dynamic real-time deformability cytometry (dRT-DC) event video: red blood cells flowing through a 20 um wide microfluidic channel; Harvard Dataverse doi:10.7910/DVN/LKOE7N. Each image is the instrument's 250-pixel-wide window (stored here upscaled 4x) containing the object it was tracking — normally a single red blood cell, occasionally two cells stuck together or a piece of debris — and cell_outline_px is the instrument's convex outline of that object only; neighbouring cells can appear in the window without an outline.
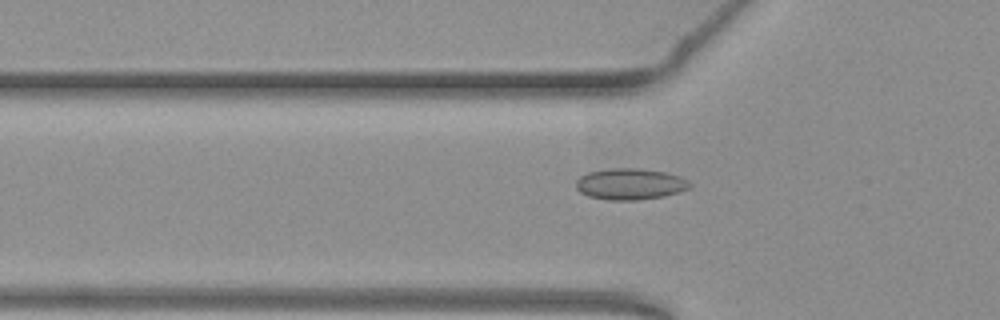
{"species": "common noctule bat (a hibernating species)", "species_latin": "Nyctalus noctula", "temperature_condition": "warm", "stored_images_in_passage": 37, "camera_frame_rate_fps": 3000, "um_per_image_px": 0.085, "animal": {"sex": "female", "body_mass_g": 19.3, "forearm_length_mm": 54.1}, "frame": {"image": 1, "passage_image": 7, "time_ms": 2.0, "image_size_px": [1000, 320], "cell_outline_px": [[692, 184], [688, 188], [664, 196], [636, 200], [608, 200], [588, 196], [580, 192], [576, 188], [576, 180], [580, 176], [588, 172], [608, 168], [640, 168], [664, 172], [680, 176], [688, 180]], "centroid_in_image_um": [53.53, 15.63], "position_along_channel_um": 72.3, "area_um2": 20.75}}
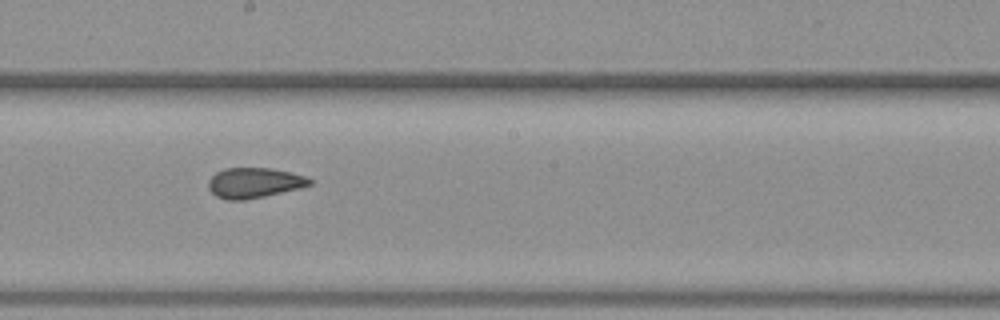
{"frame": {"image": 2, "passage_image": 19, "time_ms": 6.0, "image_size_px": [1000, 320], "cell_outline_px": [[312, 184], [300, 188], [264, 196], [244, 200], [228, 200], [216, 196], [208, 188], [208, 180], [216, 172], [224, 168], [272, 168], [308, 176], [312, 180]], "centroid_in_image_um": [21.61, 15.53], "position_along_channel_um": 226.6, "area_um2": 17.92}}
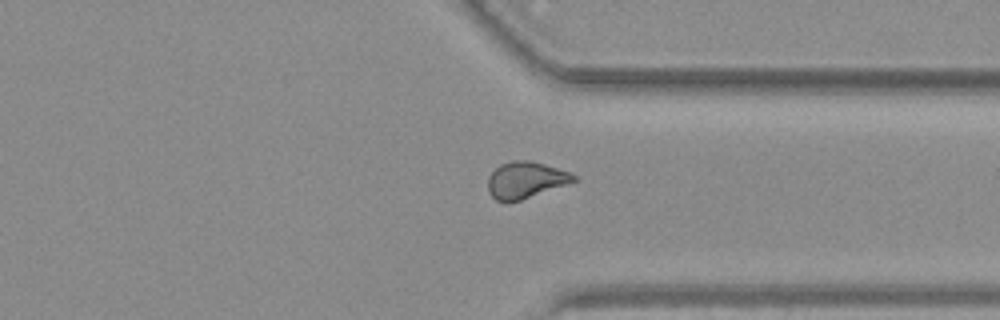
{"frame": {"image": 3, "passage_image": 30, "time_ms": 9.667, "image_size_px": [1000, 320], "cell_outline_px": [[576, 180], [568, 184], [520, 200], [496, 200], [488, 192], [488, 176], [500, 164], [512, 160], [528, 160], [544, 164], [568, 172], [576, 176]], "centroid_in_image_um": [44.66, 15.28], "position_along_channel_um": 366.7, "area_um2": 17.92}}